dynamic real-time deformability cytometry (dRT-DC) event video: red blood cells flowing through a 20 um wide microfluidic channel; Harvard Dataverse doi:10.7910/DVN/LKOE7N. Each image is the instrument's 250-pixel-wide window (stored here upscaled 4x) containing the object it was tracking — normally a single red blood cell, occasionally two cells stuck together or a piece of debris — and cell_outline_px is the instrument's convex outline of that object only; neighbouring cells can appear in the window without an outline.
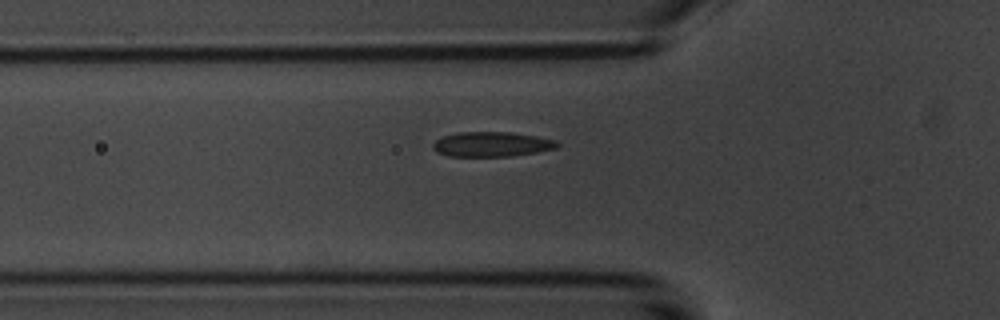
{"species": "common noctule bat (a hibernating species)", "species_latin": "Nyctalus noctula", "temperature_condition": "room temperature", "stored_images_in_passage": 5, "camera_frame_rate_fps": 3000, "um_per_image_px": 0.085, "animal": {"sex": "male", "body_mass_g": 20.1, "forearm_length_mm": 53.5}, "frame": {"image": 1, "passage_image": 5, "time_ms": 5.667, "image_size_px": [1000, 320], "cell_outline_px": [[560, 144], [556, 148], [536, 152], [512, 156], [448, 156], [436, 152], [432, 148], [432, 144], [436, 140], [444, 136], [456, 132], [512, 132], [536, 136], [556, 140]], "centroid_in_image_um": [41.78, 12.26], "position_along_channel_um": 84.0, "area_um2": 18.03}}